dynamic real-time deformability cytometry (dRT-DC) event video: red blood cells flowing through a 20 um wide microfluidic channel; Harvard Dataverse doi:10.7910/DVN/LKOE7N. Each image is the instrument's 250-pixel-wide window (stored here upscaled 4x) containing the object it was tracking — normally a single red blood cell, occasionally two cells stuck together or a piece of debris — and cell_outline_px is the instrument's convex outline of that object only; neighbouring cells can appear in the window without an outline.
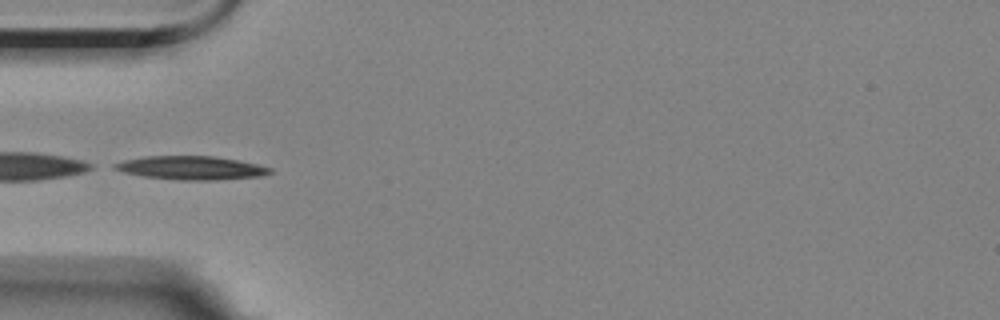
{"species": "Egyptian fruit bat (a non-hibernating species)", "species_latin": "Rousettus aegyptiacus", "temperature_condition": "room temperature", "stored_images_in_passage": 7, "camera_frame_rate_fps": 3000, "um_per_image_px": 0.085, "animal": {"sex": "female"}, "frame": {"image": 1, "passage_image": 5, "time_ms": 4.667, "image_size_px": [1000, 320], "cell_outline_px": [[272, 172], [264, 176], [216, 180], [180, 180], [144, 176], [124, 172], [112, 168], [112, 164], [124, 160], [144, 156], [212, 156], [260, 164], [272, 168]], "centroid_in_image_um": [16.28, 14.27], "position_along_channel_um": 68.7, "area_um2": 21.39}}
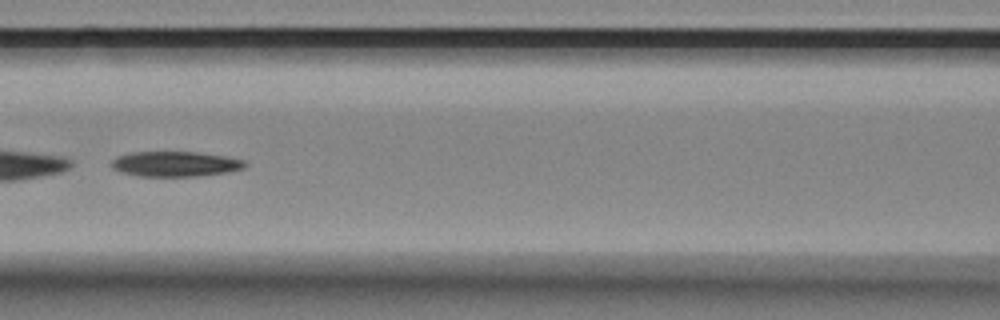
{"frame": {"image": 2, "passage_image": 7, "time_ms": 7.0, "image_size_px": [1000, 320], "cell_outline_px": [[248, 164], [244, 168], [224, 172], [196, 176], [140, 176], [124, 172], [112, 168], [112, 160], [116, 156], [132, 152], [196, 152], [224, 156], [244, 160]], "centroid_in_image_um": [14.89, 13.93], "position_along_channel_um": 151.7, "area_um2": 19.31}}